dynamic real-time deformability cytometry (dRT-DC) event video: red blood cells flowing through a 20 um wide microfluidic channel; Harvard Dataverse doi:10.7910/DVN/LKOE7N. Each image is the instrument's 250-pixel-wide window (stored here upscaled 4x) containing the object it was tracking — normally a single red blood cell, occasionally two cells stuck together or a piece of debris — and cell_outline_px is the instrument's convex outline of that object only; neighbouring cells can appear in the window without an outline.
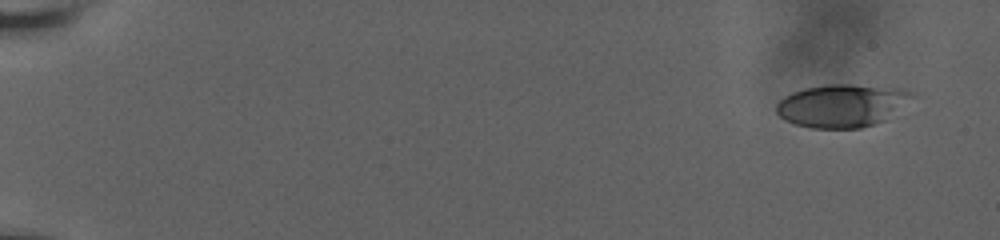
{"species": "human", "species_latin": "Homo sapiens", "temperature_condition": "room temperature", "stored_images_in_passage": 11, "camera_frame_rate_fps": 3000, "um_per_image_px": 0.085, "donor": {"sex": "male"}, "frame": {"image": 1, "passage_image": 1, "time_ms": 0.0, "image_size_px": [1000, 240], "cell_outline_px": [[920, 96], [884, 120], [860, 128], [812, 128], [796, 124], [780, 116], [776, 112], [776, 104], [784, 96], [792, 92], [804, 88], [828, 84], [852, 84], [896, 88], [916, 92]], "centroid_in_image_um": [71.63, 8.95], "position_along_channel_um": 13.4, "area_um2": 34.16}}
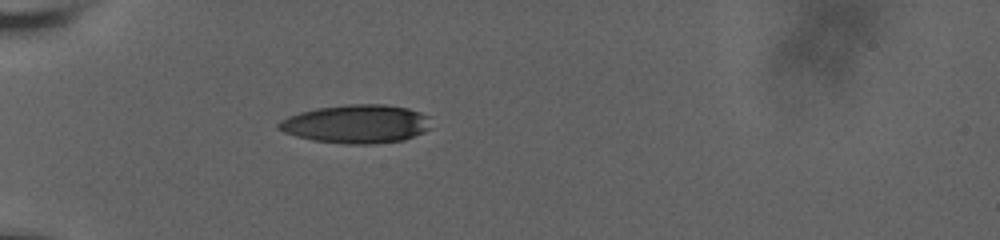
{"frame": {"image": 2, "passage_image": 7, "time_ms": 5.667, "image_size_px": [1000, 240], "cell_outline_px": [[432, 128], [424, 132], [404, 140], [372, 144], [348, 144], [312, 140], [296, 136], [284, 132], [276, 128], [276, 124], [280, 120], [288, 116], [300, 112], [316, 108], [344, 104], [384, 104], [408, 108], [420, 112], [428, 116]], "centroid_in_image_um": [30.29, 10.53], "position_along_channel_um": 54.7, "area_um2": 34.51}}
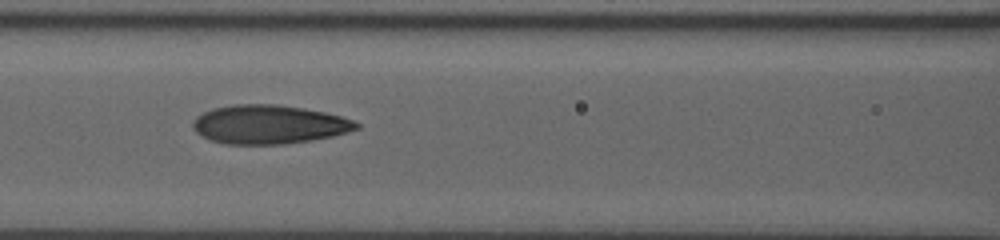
{"frame": {"image": 3, "passage_image": 10, "time_ms": 8.667, "image_size_px": [1000, 240], "cell_outline_px": [[360, 128], [348, 132], [332, 136], [312, 140], [284, 144], [224, 144], [200, 136], [192, 128], [192, 120], [196, 116], [212, 108], [232, 104], [276, 104], [304, 108], [324, 112], [356, 120], [360, 124]], "centroid_in_image_um": [22.85, 10.57], "position_along_channel_um": 143.7, "area_um2": 37.34}}